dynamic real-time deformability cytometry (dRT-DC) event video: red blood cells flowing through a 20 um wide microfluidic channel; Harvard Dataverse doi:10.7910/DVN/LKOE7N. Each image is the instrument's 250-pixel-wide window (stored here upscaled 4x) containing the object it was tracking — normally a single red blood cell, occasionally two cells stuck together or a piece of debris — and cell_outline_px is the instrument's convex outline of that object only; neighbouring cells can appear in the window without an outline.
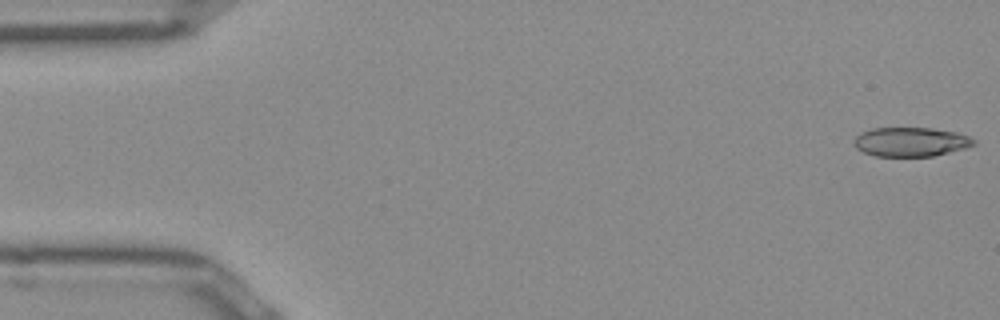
{"species": "Egyptian fruit bat (a non-hibernating species)", "species_latin": "Rousettus aegyptiacus", "temperature_condition": "room temperature", "stored_images_in_passage": 51, "camera_frame_rate_fps": 3000, "um_per_image_px": 0.085, "frame": {"image": 1, "passage_image": 1, "time_ms": 0.0, "image_size_px": [1000, 320], "cell_outline_px": [[976, 144], [964, 148], [932, 156], [876, 156], [864, 152], [856, 148], [852, 144], [852, 140], [860, 132], [872, 128], [932, 128], [956, 132], [968, 136], [976, 140]], "centroid_in_image_um": [77.37, 12.05], "position_along_channel_um": 7.6, "area_um2": 20.4}}
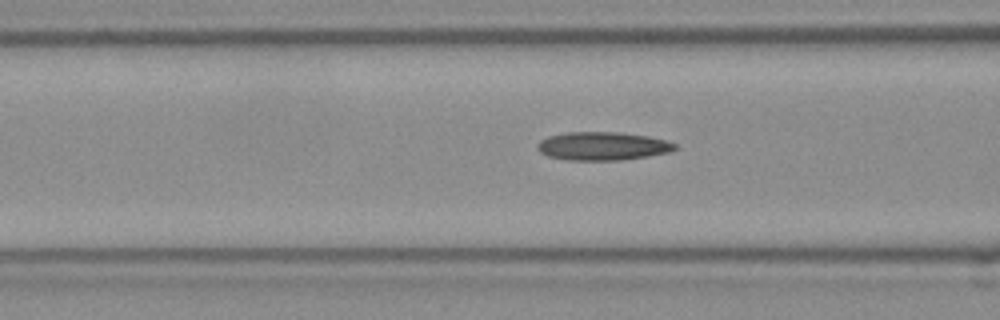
{"frame": {"image": 2, "passage_image": 19, "time_ms": 6.0, "image_size_px": [1000, 320], "cell_outline_px": [[676, 148], [668, 152], [648, 156], [620, 160], [568, 160], [548, 156], [540, 152], [536, 148], [536, 144], [540, 140], [548, 136], [568, 132], [616, 132], [648, 136], [664, 140], [676, 144]], "centroid_in_image_um": [51.17, 12.42], "position_along_channel_um": 115.4, "area_um2": 22.6}}
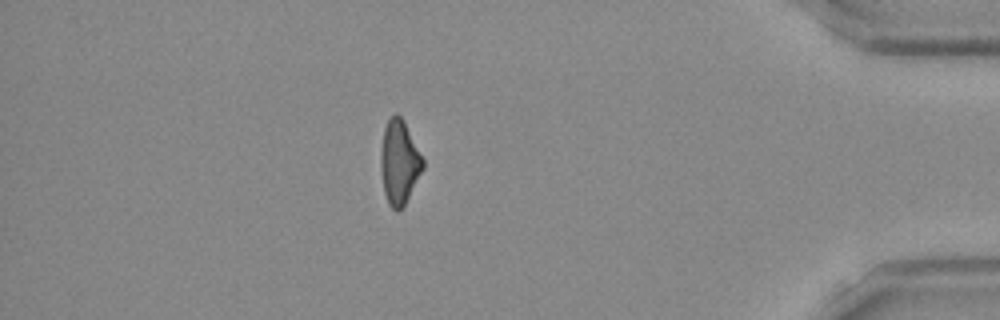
{"frame": {"image": 3, "passage_image": 44, "time_ms": 14.333, "image_size_px": [1000, 320], "cell_outline_px": [[424, 168], [404, 204], [396, 212], [388, 204], [384, 192], [380, 164], [380, 160], [384, 128], [388, 120], [396, 112], [404, 120], [424, 160]], "centroid_in_image_um": [33.94, 13.78], "position_along_channel_um": 401.3, "area_um2": 20.4}}